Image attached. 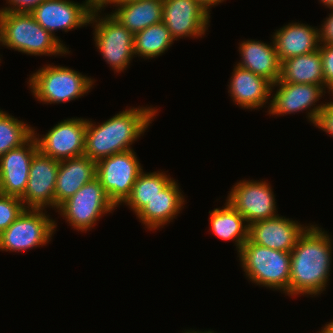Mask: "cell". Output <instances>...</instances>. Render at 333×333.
<instances>
[{"mask_svg":"<svg viewBox=\"0 0 333 333\" xmlns=\"http://www.w3.org/2000/svg\"><path fill=\"white\" fill-rule=\"evenodd\" d=\"M96 161L83 155L59 161L55 186V210L86 183L96 178Z\"/></svg>","mask_w":333,"mask_h":333,"instance_id":"19","label":"cell"},{"mask_svg":"<svg viewBox=\"0 0 333 333\" xmlns=\"http://www.w3.org/2000/svg\"><path fill=\"white\" fill-rule=\"evenodd\" d=\"M24 209L20 198L0 194V233L6 230Z\"/></svg>","mask_w":333,"mask_h":333,"instance_id":"29","label":"cell"},{"mask_svg":"<svg viewBox=\"0 0 333 333\" xmlns=\"http://www.w3.org/2000/svg\"><path fill=\"white\" fill-rule=\"evenodd\" d=\"M228 92L235 104L243 109H260L268 103L274 86L265 77L238 65L234 66Z\"/></svg>","mask_w":333,"mask_h":333,"instance_id":"18","label":"cell"},{"mask_svg":"<svg viewBox=\"0 0 333 333\" xmlns=\"http://www.w3.org/2000/svg\"><path fill=\"white\" fill-rule=\"evenodd\" d=\"M170 31L163 22L151 25L134 35V54L145 59L162 55L174 43ZM137 55V56H136Z\"/></svg>","mask_w":333,"mask_h":333,"instance_id":"27","label":"cell"},{"mask_svg":"<svg viewBox=\"0 0 333 333\" xmlns=\"http://www.w3.org/2000/svg\"><path fill=\"white\" fill-rule=\"evenodd\" d=\"M41 209H24L19 217L0 233V250L21 252L46 245L55 232L56 221Z\"/></svg>","mask_w":333,"mask_h":333,"instance_id":"8","label":"cell"},{"mask_svg":"<svg viewBox=\"0 0 333 333\" xmlns=\"http://www.w3.org/2000/svg\"><path fill=\"white\" fill-rule=\"evenodd\" d=\"M318 225H309L291 253L289 296L325 291L332 265V239Z\"/></svg>","mask_w":333,"mask_h":333,"instance_id":"1","label":"cell"},{"mask_svg":"<svg viewBox=\"0 0 333 333\" xmlns=\"http://www.w3.org/2000/svg\"><path fill=\"white\" fill-rule=\"evenodd\" d=\"M32 95L40 103H66L81 98L92 88L95 79L65 67L46 65L28 79Z\"/></svg>","mask_w":333,"mask_h":333,"instance_id":"5","label":"cell"},{"mask_svg":"<svg viewBox=\"0 0 333 333\" xmlns=\"http://www.w3.org/2000/svg\"><path fill=\"white\" fill-rule=\"evenodd\" d=\"M59 161L43 155L39 150L34 154L29 179L24 195L20 198L26 209H55V186Z\"/></svg>","mask_w":333,"mask_h":333,"instance_id":"15","label":"cell"},{"mask_svg":"<svg viewBox=\"0 0 333 333\" xmlns=\"http://www.w3.org/2000/svg\"><path fill=\"white\" fill-rule=\"evenodd\" d=\"M134 1H138V0H107L100 8L103 9L104 11V7H108V5L110 4H114L113 6H118V5H121V4H126V3H129V2H134Z\"/></svg>","mask_w":333,"mask_h":333,"instance_id":"35","label":"cell"},{"mask_svg":"<svg viewBox=\"0 0 333 333\" xmlns=\"http://www.w3.org/2000/svg\"><path fill=\"white\" fill-rule=\"evenodd\" d=\"M0 44L27 55L70 53L30 12L0 11Z\"/></svg>","mask_w":333,"mask_h":333,"instance_id":"3","label":"cell"},{"mask_svg":"<svg viewBox=\"0 0 333 333\" xmlns=\"http://www.w3.org/2000/svg\"><path fill=\"white\" fill-rule=\"evenodd\" d=\"M265 180H240L227 195L226 201L246 220L248 225L278 216L275 195Z\"/></svg>","mask_w":333,"mask_h":333,"instance_id":"12","label":"cell"},{"mask_svg":"<svg viewBox=\"0 0 333 333\" xmlns=\"http://www.w3.org/2000/svg\"><path fill=\"white\" fill-rule=\"evenodd\" d=\"M280 62L293 56L313 53L319 49V29L303 23H289L273 34Z\"/></svg>","mask_w":333,"mask_h":333,"instance_id":"21","label":"cell"},{"mask_svg":"<svg viewBox=\"0 0 333 333\" xmlns=\"http://www.w3.org/2000/svg\"><path fill=\"white\" fill-rule=\"evenodd\" d=\"M307 227L298 221L278 215L250 224L248 239L263 247L291 252Z\"/></svg>","mask_w":333,"mask_h":333,"instance_id":"17","label":"cell"},{"mask_svg":"<svg viewBox=\"0 0 333 333\" xmlns=\"http://www.w3.org/2000/svg\"><path fill=\"white\" fill-rule=\"evenodd\" d=\"M323 3V5L327 6V8L333 7V0H319Z\"/></svg>","mask_w":333,"mask_h":333,"instance_id":"38","label":"cell"},{"mask_svg":"<svg viewBox=\"0 0 333 333\" xmlns=\"http://www.w3.org/2000/svg\"><path fill=\"white\" fill-rule=\"evenodd\" d=\"M224 205L209 211L210 231L222 240H233L239 252L248 240L249 225L227 201Z\"/></svg>","mask_w":333,"mask_h":333,"instance_id":"25","label":"cell"},{"mask_svg":"<svg viewBox=\"0 0 333 333\" xmlns=\"http://www.w3.org/2000/svg\"><path fill=\"white\" fill-rule=\"evenodd\" d=\"M157 110L151 106L133 107L98 125L86 119L84 155L97 162L115 153L132 150L131 145L146 132Z\"/></svg>","mask_w":333,"mask_h":333,"instance_id":"2","label":"cell"},{"mask_svg":"<svg viewBox=\"0 0 333 333\" xmlns=\"http://www.w3.org/2000/svg\"><path fill=\"white\" fill-rule=\"evenodd\" d=\"M115 7L111 15L133 35L162 22L163 0H138Z\"/></svg>","mask_w":333,"mask_h":333,"instance_id":"23","label":"cell"},{"mask_svg":"<svg viewBox=\"0 0 333 333\" xmlns=\"http://www.w3.org/2000/svg\"><path fill=\"white\" fill-rule=\"evenodd\" d=\"M272 86L277 87L276 93L271 94L272 99L268 107V113L271 115H287L295 112H302L309 109L307 118L309 122L314 124V127L319 119L321 111L326 105L322 103L317 106L316 103L320 100L324 93H326V87L323 85L313 84H296L281 82L278 80ZM324 92V93H323ZM313 108H312V107Z\"/></svg>","mask_w":333,"mask_h":333,"instance_id":"10","label":"cell"},{"mask_svg":"<svg viewBox=\"0 0 333 333\" xmlns=\"http://www.w3.org/2000/svg\"><path fill=\"white\" fill-rule=\"evenodd\" d=\"M115 208L96 177L63 202L57 212H60L61 217H64L72 228L86 233L103 215L112 213Z\"/></svg>","mask_w":333,"mask_h":333,"instance_id":"7","label":"cell"},{"mask_svg":"<svg viewBox=\"0 0 333 333\" xmlns=\"http://www.w3.org/2000/svg\"><path fill=\"white\" fill-rule=\"evenodd\" d=\"M179 185L172 180L137 214L140 222L150 231L170 223L182 210L185 198Z\"/></svg>","mask_w":333,"mask_h":333,"instance_id":"20","label":"cell"},{"mask_svg":"<svg viewBox=\"0 0 333 333\" xmlns=\"http://www.w3.org/2000/svg\"><path fill=\"white\" fill-rule=\"evenodd\" d=\"M239 44L238 51L242 60L236 65L265 77L272 84L280 79L281 62L273 40L271 45L252 39L242 41Z\"/></svg>","mask_w":333,"mask_h":333,"instance_id":"22","label":"cell"},{"mask_svg":"<svg viewBox=\"0 0 333 333\" xmlns=\"http://www.w3.org/2000/svg\"><path fill=\"white\" fill-rule=\"evenodd\" d=\"M100 10V7H95L89 21L94 25L95 47L110 67L120 73L128 68L135 57L134 35L111 14L101 17Z\"/></svg>","mask_w":333,"mask_h":333,"instance_id":"6","label":"cell"},{"mask_svg":"<svg viewBox=\"0 0 333 333\" xmlns=\"http://www.w3.org/2000/svg\"><path fill=\"white\" fill-rule=\"evenodd\" d=\"M172 180L173 178L165 174V172L144 173L142 171L133 185L130 196L123 204L129 206L131 211L137 214Z\"/></svg>","mask_w":333,"mask_h":333,"instance_id":"26","label":"cell"},{"mask_svg":"<svg viewBox=\"0 0 333 333\" xmlns=\"http://www.w3.org/2000/svg\"><path fill=\"white\" fill-rule=\"evenodd\" d=\"M198 1L209 13L211 6L218 5L219 3H222L224 0H196Z\"/></svg>","mask_w":333,"mask_h":333,"instance_id":"34","label":"cell"},{"mask_svg":"<svg viewBox=\"0 0 333 333\" xmlns=\"http://www.w3.org/2000/svg\"><path fill=\"white\" fill-rule=\"evenodd\" d=\"M35 132L33 129L38 150L45 156L62 161L84 155L86 118H69L58 122L40 138Z\"/></svg>","mask_w":333,"mask_h":333,"instance_id":"13","label":"cell"},{"mask_svg":"<svg viewBox=\"0 0 333 333\" xmlns=\"http://www.w3.org/2000/svg\"><path fill=\"white\" fill-rule=\"evenodd\" d=\"M183 333H215L214 331H210V330H206V331H192L191 329L190 330H187V331H185V332H183Z\"/></svg>","mask_w":333,"mask_h":333,"instance_id":"39","label":"cell"},{"mask_svg":"<svg viewBox=\"0 0 333 333\" xmlns=\"http://www.w3.org/2000/svg\"><path fill=\"white\" fill-rule=\"evenodd\" d=\"M209 19L210 13L196 0H163L162 22L174 41L202 38L210 26Z\"/></svg>","mask_w":333,"mask_h":333,"instance_id":"14","label":"cell"},{"mask_svg":"<svg viewBox=\"0 0 333 333\" xmlns=\"http://www.w3.org/2000/svg\"><path fill=\"white\" fill-rule=\"evenodd\" d=\"M107 0H90L95 7H101Z\"/></svg>","mask_w":333,"mask_h":333,"instance_id":"37","label":"cell"},{"mask_svg":"<svg viewBox=\"0 0 333 333\" xmlns=\"http://www.w3.org/2000/svg\"><path fill=\"white\" fill-rule=\"evenodd\" d=\"M38 144L33 135L22 146L0 157V194L21 198L27 187L29 169Z\"/></svg>","mask_w":333,"mask_h":333,"instance_id":"16","label":"cell"},{"mask_svg":"<svg viewBox=\"0 0 333 333\" xmlns=\"http://www.w3.org/2000/svg\"><path fill=\"white\" fill-rule=\"evenodd\" d=\"M319 333H333V320L330 323L323 326L322 330L319 331Z\"/></svg>","mask_w":333,"mask_h":333,"instance_id":"36","label":"cell"},{"mask_svg":"<svg viewBox=\"0 0 333 333\" xmlns=\"http://www.w3.org/2000/svg\"><path fill=\"white\" fill-rule=\"evenodd\" d=\"M96 171V177L117 207L130 196L143 167L132 149L100 159L96 162Z\"/></svg>","mask_w":333,"mask_h":333,"instance_id":"9","label":"cell"},{"mask_svg":"<svg viewBox=\"0 0 333 333\" xmlns=\"http://www.w3.org/2000/svg\"><path fill=\"white\" fill-rule=\"evenodd\" d=\"M319 52L322 59L325 87L333 94V44H320Z\"/></svg>","mask_w":333,"mask_h":333,"instance_id":"30","label":"cell"},{"mask_svg":"<svg viewBox=\"0 0 333 333\" xmlns=\"http://www.w3.org/2000/svg\"><path fill=\"white\" fill-rule=\"evenodd\" d=\"M33 136V127L0 109V157L25 144Z\"/></svg>","mask_w":333,"mask_h":333,"instance_id":"28","label":"cell"},{"mask_svg":"<svg viewBox=\"0 0 333 333\" xmlns=\"http://www.w3.org/2000/svg\"><path fill=\"white\" fill-rule=\"evenodd\" d=\"M315 126L333 137V101L326 103Z\"/></svg>","mask_w":333,"mask_h":333,"instance_id":"31","label":"cell"},{"mask_svg":"<svg viewBox=\"0 0 333 333\" xmlns=\"http://www.w3.org/2000/svg\"><path fill=\"white\" fill-rule=\"evenodd\" d=\"M281 82L325 86L319 49L281 62Z\"/></svg>","mask_w":333,"mask_h":333,"instance_id":"24","label":"cell"},{"mask_svg":"<svg viewBox=\"0 0 333 333\" xmlns=\"http://www.w3.org/2000/svg\"><path fill=\"white\" fill-rule=\"evenodd\" d=\"M95 6L90 0L79 4L70 0H44L30 13L34 19L67 50L65 44L55 36L57 30L68 32L72 29L89 25L90 16Z\"/></svg>","mask_w":333,"mask_h":333,"instance_id":"11","label":"cell"},{"mask_svg":"<svg viewBox=\"0 0 333 333\" xmlns=\"http://www.w3.org/2000/svg\"><path fill=\"white\" fill-rule=\"evenodd\" d=\"M238 254L245 276L252 283L289 295L290 252L263 247L248 239Z\"/></svg>","mask_w":333,"mask_h":333,"instance_id":"4","label":"cell"},{"mask_svg":"<svg viewBox=\"0 0 333 333\" xmlns=\"http://www.w3.org/2000/svg\"><path fill=\"white\" fill-rule=\"evenodd\" d=\"M44 0H6L8 7L0 11L31 12Z\"/></svg>","mask_w":333,"mask_h":333,"instance_id":"32","label":"cell"},{"mask_svg":"<svg viewBox=\"0 0 333 333\" xmlns=\"http://www.w3.org/2000/svg\"><path fill=\"white\" fill-rule=\"evenodd\" d=\"M330 9L332 13L319 28L320 44H333V7Z\"/></svg>","mask_w":333,"mask_h":333,"instance_id":"33","label":"cell"}]
</instances>
